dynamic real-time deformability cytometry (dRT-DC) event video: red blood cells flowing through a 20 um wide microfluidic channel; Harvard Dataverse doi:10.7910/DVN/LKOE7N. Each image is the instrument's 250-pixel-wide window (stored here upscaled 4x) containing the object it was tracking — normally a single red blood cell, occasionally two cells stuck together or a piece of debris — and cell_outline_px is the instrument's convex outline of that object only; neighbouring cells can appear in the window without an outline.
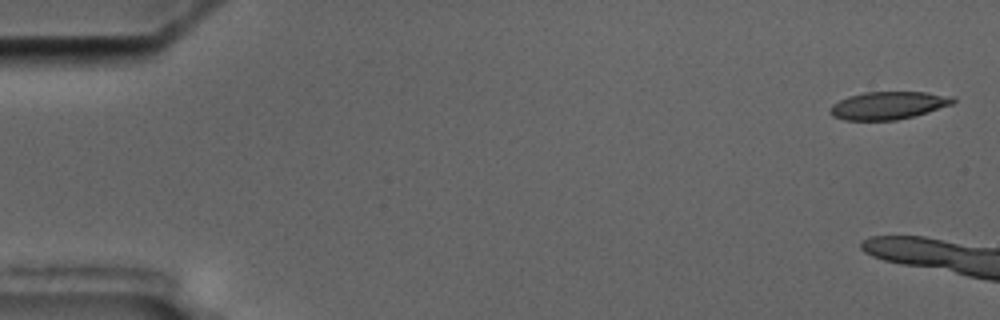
{"species": "common noctule bat (a hibernating species)", "species_latin": "Nyctalus noctula", "temperature_condition": "cold", "stored_images_in_passage": 5, "camera_frame_rate_fps": 3000, "um_per_image_px": 0.085, "animal": {"sex": "male", "body_mass_g": 17.5, "forearm_length_mm": 52.3}, "frame": {"image": 1, "passage_image": 1, "time_ms": 0.0, "image_size_px": [1000, 320], "cell_outline_px": [[956, 100], [952, 104], [928, 112], [896, 120], [844, 120], [832, 116], [828, 112], [832, 104], [848, 96], [864, 92], [928, 92], [952, 96]], "centroid_in_image_um": [75.48, 8.96], "position_along_channel_um": 9.5, "area_um2": 19.88}}